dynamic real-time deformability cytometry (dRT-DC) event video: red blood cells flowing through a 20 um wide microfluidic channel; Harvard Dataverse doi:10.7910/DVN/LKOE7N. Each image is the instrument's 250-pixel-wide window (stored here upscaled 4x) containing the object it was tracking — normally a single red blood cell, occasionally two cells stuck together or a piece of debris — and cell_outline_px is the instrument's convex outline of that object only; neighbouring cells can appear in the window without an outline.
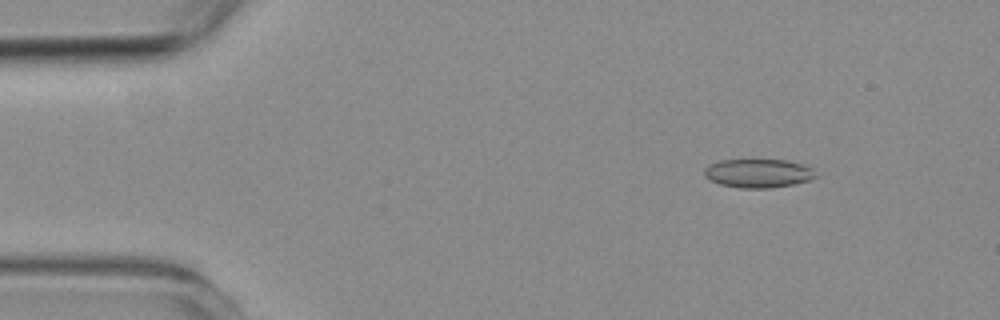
{"species": "common noctule bat (a hibernating species)", "species_latin": "Nyctalus noctula", "temperature_condition": "room temperature", "stored_images_in_passage": 30, "camera_frame_rate_fps": 3000, "um_per_image_px": 0.085, "animal": {"sex": "female", "body_mass_g": 19.3, "forearm_length_mm": 54.1}, "frame": {"image": 1, "passage_image": 7, "time_ms": 2.0, "image_size_px": [1000, 320], "cell_outline_px": [[820, 176], [808, 180], [792, 184], [768, 188], [740, 188], [720, 184], [704, 176], [704, 168], [708, 164], [720, 160], [788, 160], [804, 164], [812, 168]], "centroid_in_image_um": [64.47, 14.72], "position_along_channel_um": 20.5, "area_um2": 18.73}}
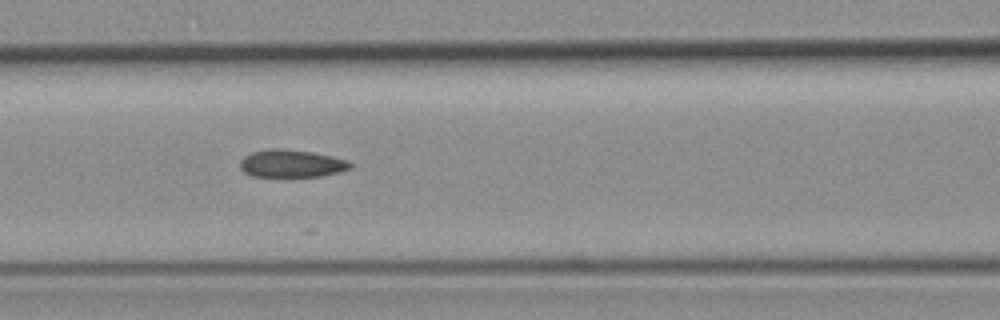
{"frame": {"image": 2, "passage_image": 23, "time_ms": 7.333, "image_size_px": [1000, 320], "cell_outline_px": [[352, 168], [340, 172], [320, 176], [252, 176], [244, 172], [240, 168], [240, 160], [244, 156], [252, 152], [268, 148], [284, 148], [312, 152], [332, 156], [348, 160], [352, 164]], "centroid_in_image_um": [24.78, 13.89], "position_along_channel_um": 141.8, "area_um2": 17.86}}
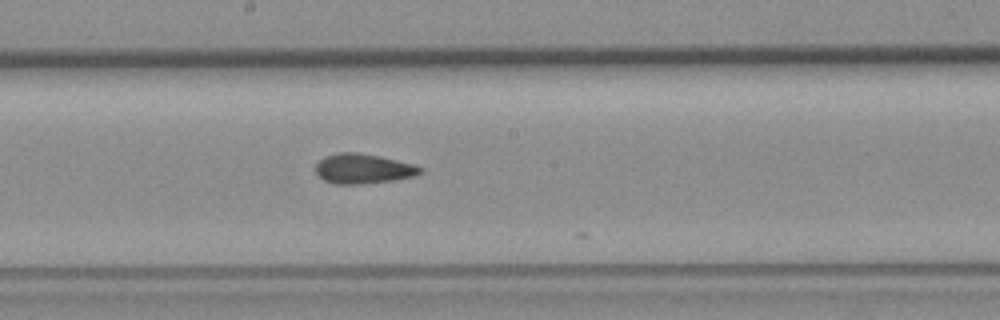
{"frame": {"image": 3, "passage_image": 29, "time_ms": 9.333, "image_size_px": [1000, 320], "cell_outline_px": [[424, 168], [416, 176], [396, 180], [360, 184], [332, 184], [324, 180], [316, 172], [316, 164], [324, 156], [340, 152], [356, 152], [380, 156], [412, 164]], "centroid_in_image_um": [30.86, 14.34], "position_along_channel_um": 217.3, "area_um2": 18.21}}